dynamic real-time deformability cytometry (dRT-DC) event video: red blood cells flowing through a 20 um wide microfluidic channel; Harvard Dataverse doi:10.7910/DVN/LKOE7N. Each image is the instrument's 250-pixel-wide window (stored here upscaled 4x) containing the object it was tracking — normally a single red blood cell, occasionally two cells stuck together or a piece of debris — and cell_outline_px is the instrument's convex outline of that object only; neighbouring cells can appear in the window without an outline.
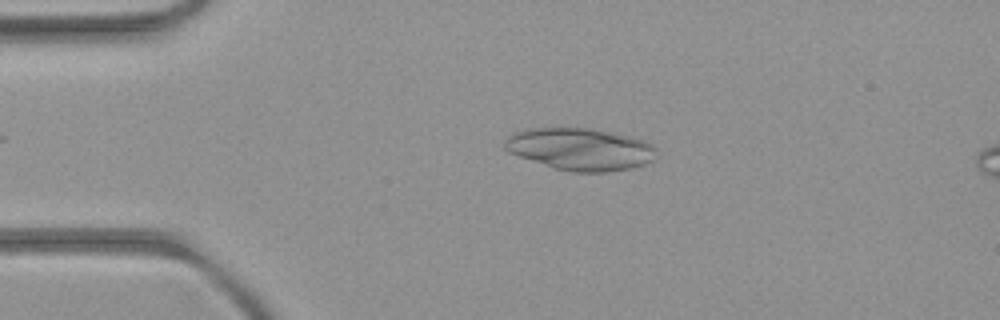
{"species": "common noctule bat (a hibernating species)", "species_latin": "Nyctalus noctula", "temperature_condition": "room temperature", "stored_images_in_passage": 3, "camera_frame_rate_fps": 3000, "um_per_image_px": 0.085, "animal": {"sex": "female", "body_mass_g": 21.9}, "frame": {"image": 1, "passage_image": 3, "time_ms": 2.333, "image_size_px": [1000, 320], "cell_outline_px": [[656, 148], [652, 160], [644, 164], [628, 168], [608, 172], [572, 172], [556, 168], [508, 152], [504, 148], [504, 140], [512, 132], [524, 128], [588, 128], [644, 140], [652, 144]], "centroid_in_image_um": [49.26, 12.67], "position_along_channel_um": 35.7, "area_um2": 36.82}}